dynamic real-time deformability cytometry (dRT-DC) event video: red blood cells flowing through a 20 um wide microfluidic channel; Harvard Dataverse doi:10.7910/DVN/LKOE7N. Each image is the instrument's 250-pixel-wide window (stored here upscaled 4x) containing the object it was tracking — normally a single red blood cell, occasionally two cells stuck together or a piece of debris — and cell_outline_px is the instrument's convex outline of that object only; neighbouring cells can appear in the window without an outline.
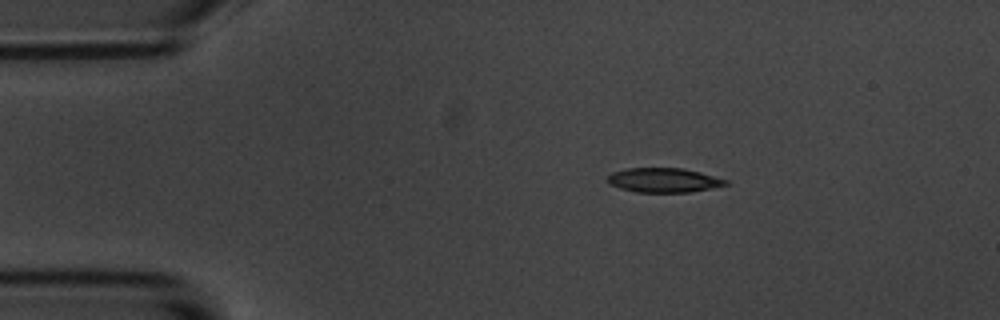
{"species": "common noctule bat (a hibernating species)", "species_latin": "Nyctalus noctula", "temperature_condition": "room temperature", "stored_images_in_passage": 9, "camera_frame_rate_fps": 3000, "um_per_image_px": 0.085, "animal": {"sex": "male", "body_mass_g": 20.1, "forearm_length_mm": 53.5}, "frame": {"image": 1, "passage_image": 1, "time_ms": 0.0, "image_size_px": [1000, 320], "cell_outline_px": [[732, 184], [688, 192], [636, 192], [620, 188], [608, 184], [608, 176], [612, 172], [628, 168], [684, 168], [700, 172], [728, 180]], "centroid_in_image_um": [56.43, 15.31], "position_along_channel_um": 28.6, "area_um2": 16.82}}
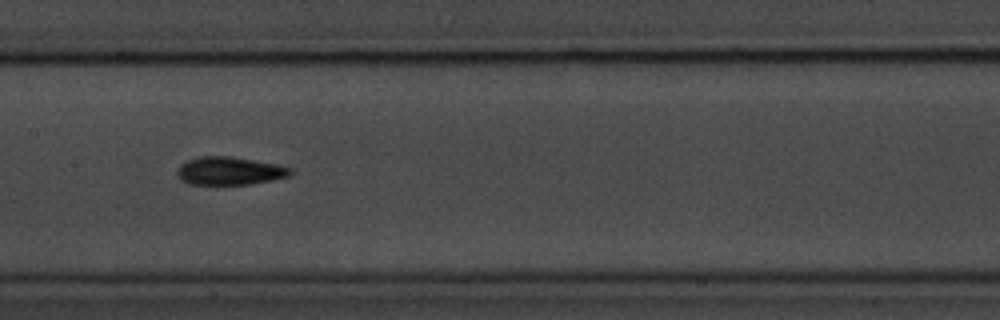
{"frame": {"image": 2, "passage_image": 6, "time_ms": 6.0, "image_size_px": [1000, 320], "cell_outline_px": [[292, 172], [288, 176], [272, 180], [252, 184], [188, 184], [180, 180], [176, 176], [176, 172], [180, 164], [188, 160], [200, 156], [228, 156], [276, 164], [292, 168]], "centroid_in_image_um": [19.47, 14.53], "position_along_channel_um": 187.9, "area_um2": 18.5}}
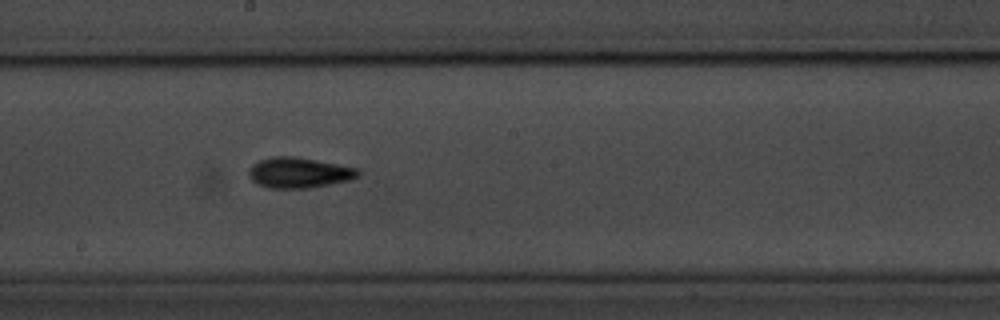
{"frame": {"image": 3, "passage_image": 7, "time_ms": 7.0, "image_size_px": [1000, 320], "cell_outline_px": [[360, 176], [352, 180], [308, 188], [268, 188], [252, 180], [248, 172], [252, 164], [260, 160], [272, 156], [296, 156], [360, 168]], "centroid_in_image_um": [25.47, 14.67], "position_along_channel_um": 222.7, "area_um2": 19.59}}